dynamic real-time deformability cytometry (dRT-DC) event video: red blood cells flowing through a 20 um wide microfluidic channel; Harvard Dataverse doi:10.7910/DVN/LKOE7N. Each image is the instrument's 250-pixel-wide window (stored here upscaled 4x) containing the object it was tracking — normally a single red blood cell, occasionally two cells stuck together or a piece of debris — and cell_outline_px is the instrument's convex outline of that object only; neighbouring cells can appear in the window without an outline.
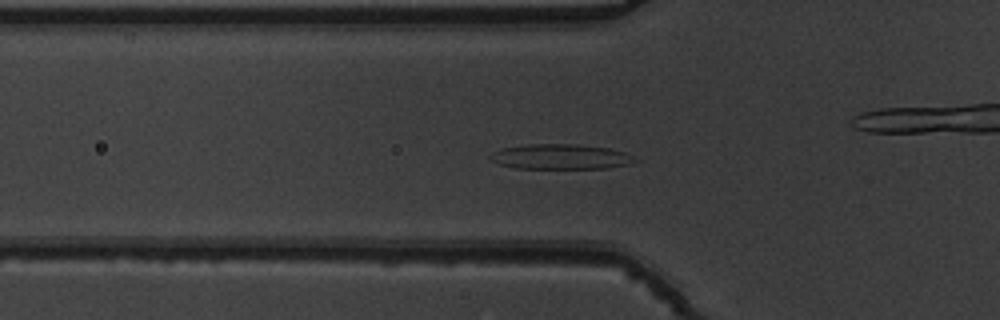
{"species": "common noctule bat (a hibernating species)", "species_latin": "Nyctalus noctula", "temperature_condition": "warm", "stored_images_in_passage": 40, "camera_frame_rate_fps": 3000, "um_per_image_px": 0.085, "animal": {"sex": "male", "body_mass_g": 19.5, "forearm_length_mm": 54.6}, "frame": {"image": 1, "passage_image": 4, "time_ms": 1.0, "image_size_px": [1000, 320], "cell_outline_px": [[640, 160], [632, 164], [608, 168], [516, 168], [500, 164], [492, 160], [488, 156], [492, 152], [504, 148], [528, 144], [576, 144], [608, 148], [624, 152]], "centroid_in_image_um": [47.7, 13.32], "position_along_channel_um": 78.1, "area_um2": 21.1}}
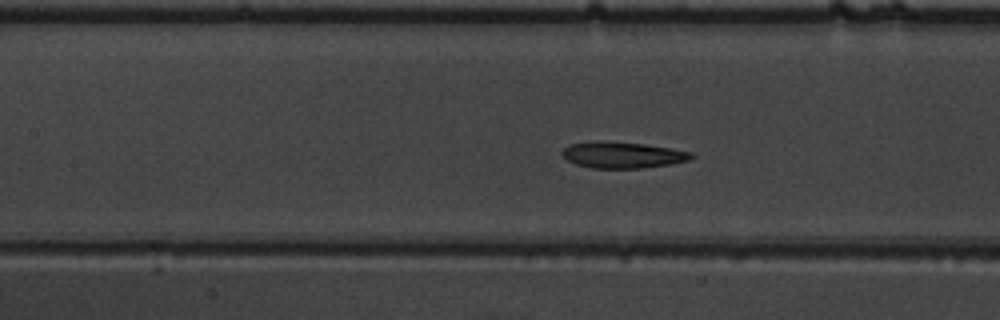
{"frame": {"image": 2, "passage_image": 10, "time_ms": 3.0, "image_size_px": [1000, 320], "cell_outline_px": [[696, 156], [688, 160], [668, 164], [640, 168], [592, 168], [576, 164], [568, 160], [560, 152], [568, 144], [644, 144], [692, 152]], "centroid_in_image_um": [52.97, 13.22], "position_along_channel_um": 154.4, "area_um2": 18.55}}
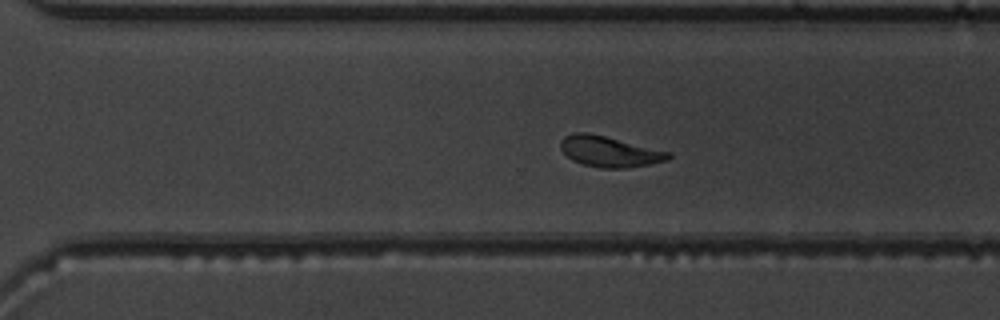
{"frame": {"image": 3, "passage_image": 23, "time_ms": 7.333, "image_size_px": [1000, 320], "cell_outline_px": [[672, 156], [668, 160], [652, 164], [624, 168], [600, 168], [584, 164], [572, 160], [560, 148], [560, 140], [564, 136], [576, 132], [588, 132], [672, 152]], "centroid_in_image_um": [51.83, 12.88], "position_along_channel_um": 318.8, "area_um2": 19.36}, "authors_computed_cell_mechanics": {"area_um2": 19.7676, "velocity_mm_per_s": 3.8054, "shape_relaxation_time_tau1_ms": 7.3534, "shape_relaxation_time_tau2_ms": 3.2565, "deformation_change_tau1": 0.2345, "deformation_change_tau2": 0.0805}}